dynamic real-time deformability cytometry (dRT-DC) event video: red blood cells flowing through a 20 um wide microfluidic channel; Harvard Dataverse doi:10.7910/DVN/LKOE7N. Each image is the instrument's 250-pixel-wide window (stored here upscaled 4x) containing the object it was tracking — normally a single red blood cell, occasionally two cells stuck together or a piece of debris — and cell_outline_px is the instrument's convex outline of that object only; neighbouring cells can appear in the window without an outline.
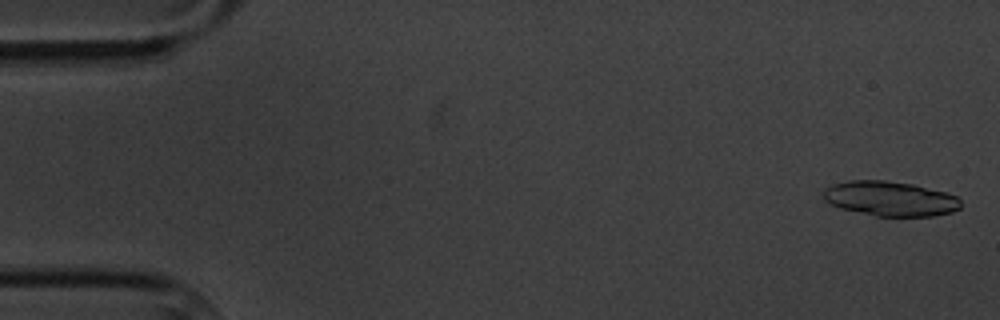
{"species": "common noctule bat (a hibernating species)", "species_latin": "Nyctalus noctula", "temperature_condition": "cold", "stored_images_in_passage": 6, "camera_frame_rate_fps": 3000, "um_per_image_px": 0.085, "animal": {"sex": "male", "body_mass_g": 20.1, "forearm_length_mm": 53.5}, "frame": {"image": 1, "passage_image": 1, "time_ms": 0.0, "image_size_px": [1000, 320], "cell_outline_px": [[960, 208], [952, 212], [932, 216], [876, 216], [840, 208], [824, 200], [824, 188], [832, 184], [848, 180], [884, 180], [912, 184], [944, 192], [956, 196], [960, 200]], "centroid_in_image_um": [75.64, 16.88], "position_along_channel_um": 9.4, "area_um2": 27.74}}